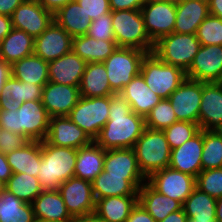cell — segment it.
Listing matches in <instances>:
<instances>
[{"instance_id": "d6a6232c", "label": "cell", "mask_w": 222, "mask_h": 222, "mask_svg": "<svg viewBox=\"0 0 222 222\" xmlns=\"http://www.w3.org/2000/svg\"><path fill=\"white\" fill-rule=\"evenodd\" d=\"M117 47L116 41L97 40L87 34L72 40V51L87 63L104 62Z\"/></svg>"}, {"instance_id": "603a6c76", "label": "cell", "mask_w": 222, "mask_h": 222, "mask_svg": "<svg viewBox=\"0 0 222 222\" xmlns=\"http://www.w3.org/2000/svg\"><path fill=\"white\" fill-rule=\"evenodd\" d=\"M31 204L36 221H73L58 190H43Z\"/></svg>"}, {"instance_id": "60d3db41", "label": "cell", "mask_w": 222, "mask_h": 222, "mask_svg": "<svg viewBox=\"0 0 222 222\" xmlns=\"http://www.w3.org/2000/svg\"><path fill=\"white\" fill-rule=\"evenodd\" d=\"M177 121L169 99H162L145 117L146 127L153 130H163Z\"/></svg>"}, {"instance_id": "681fc988", "label": "cell", "mask_w": 222, "mask_h": 222, "mask_svg": "<svg viewBox=\"0 0 222 222\" xmlns=\"http://www.w3.org/2000/svg\"><path fill=\"white\" fill-rule=\"evenodd\" d=\"M126 222H156L155 219L137 202Z\"/></svg>"}, {"instance_id": "cb8c5ba5", "label": "cell", "mask_w": 222, "mask_h": 222, "mask_svg": "<svg viewBox=\"0 0 222 222\" xmlns=\"http://www.w3.org/2000/svg\"><path fill=\"white\" fill-rule=\"evenodd\" d=\"M147 180H126L124 177L108 176L104 170L91 182L95 198L110 196H138L140 187Z\"/></svg>"}, {"instance_id": "d4e9b609", "label": "cell", "mask_w": 222, "mask_h": 222, "mask_svg": "<svg viewBox=\"0 0 222 222\" xmlns=\"http://www.w3.org/2000/svg\"><path fill=\"white\" fill-rule=\"evenodd\" d=\"M119 94L127 100L134 113L143 117L163 99L148 87L141 74L134 77Z\"/></svg>"}, {"instance_id": "e7e4bbea", "label": "cell", "mask_w": 222, "mask_h": 222, "mask_svg": "<svg viewBox=\"0 0 222 222\" xmlns=\"http://www.w3.org/2000/svg\"><path fill=\"white\" fill-rule=\"evenodd\" d=\"M4 190H5V183L0 181V195L4 192Z\"/></svg>"}, {"instance_id": "ba28073f", "label": "cell", "mask_w": 222, "mask_h": 222, "mask_svg": "<svg viewBox=\"0 0 222 222\" xmlns=\"http://www.w3.org/2000/svg\"><path fill=\"white\" fill-rule=\"evenodd\" d=\"M148 52L137 48L117 47L103 62L111 90L119 94L123 88L140 74L143 58Z\"/></svg>"}, {"instance_id": "ee69618b", "label": "cell", "mask_w": 222, "mask_h": 222, "mask_svg": "<svg viewBox=\"0 0 222 222\" xmlns=\"http://www.w3.org/2000/svg\"><path fill=\"white\" fill-rule=\"evenodd\" d=\"M196 188L214 199L222 197V167L202 170L196 177Z\"/></svg>"}, {"instance_id": "d6986e66", "label": "cell", "mask_w": 222, "mask_h": 222, "mask_svg": "<svg viewBox=\"0 0 222 222\" xmlns=\"http://www.w3.org/2000/svg\"><path fill=\"white\" fill-rule=\"evenodd\" d=\"M199 126L206 131L222 126V82H202Z\"/></svg>"}, {"instance_id": "be15d7a7", "label": "cell", "mask_w": 222, "mask_h": 222, "mask_svg": "<svg viewBox=\"0 0 222 222\" xmlns=\"http://www.w3.org/2000/svg\"><path fill=\"white\" fill-rule=\"evenodd\" d=\"M164 1H166V2H168V3L179 4V3H181L183 0H164Z\"/></svg>"}, {"instance_id": "4dcf8cb0", "label": "cell", "mask_w": 222, "mask_h": 222, "mask_svg": "<svg viewBox=\"0 0 222 222\" xmlns=\"http://www.w3.org/2000/svg\"><path fill=\"white\" fill-rule=\"evenodd\" d=\"M13 173H27L37 177L42 160L41 142L30 141L23 147L6 154Z\"/></svg>"}, {"instance_id": "9c48e42d", "label": "cell", "mask_w": 222, "mask_h": 222, "mask_svg": "<svg viewBox=\"0 0 222 222\" xmlns=\"http://www.w3.org/2000/svg\"><path fill=\"white\" fill-rule=\"evenodd\" d=\"M109 109L110 96L80 97L67 117L95 141L108 121Z\"/></svg>"}, {"instance_id": "7bdbcfd3", "label": "cell", "mask_w": 222, "mask_h": 222, "mask_svg": "<svg viewBox=\"0 0 222 222\" xmlns=\"http://www.w3.org/2000/svg\"><path fill=\"white\" fill-rule=\"evenodd\" d=\"M196 36L201 45H222V19L209 14L197 28Z\"/></svg>"}, {"instance_id": "2e32d148", "label": "cell", "mask_w": 222, "mask_h": 222, "mask_svg": "<svg viewBox=\"0 0 222 222\" xmlns=\"http://www.w3.org/2000/svg\"><path fill=\"white\" fill-rule=\"evenodd\" d=\"M73 37L55 21L35 37L34 54L50 62L72 51Z\"/></svg>"}, {"instance_id": "277c9868", "label": "cell", "mask_w": 222, "mask_h": 222, "mask_svg": "<svg viewBox=\"0 0 222 222\" xmlns=\"http://www.w3.org/2000/svg\"><path fill=\"white\" fill-rule=\"evenodd\" d=\"M139 170L147 179L154 172L169 167L171 148L163 130L145 128L133 146Z\"/></svg>"}, {"instance_id": "7c38bea8", "label": "cell", "mask_w": 222, "mask_h": 222, "mask_svg": "<svg viewBox=\"0 0 222 222\" xmlns=\"http://www.w3.org/2000/svg\"><path fill=\"white\" fill-rule=\"evenodd\" d=\"M201 98L202 82L186 78L168 99L178 121L199 124Z\"/></svg>"}, {"instance_id": "30bf717a", "label": "cell", "mask_w": 222, "mask_h": 222, "mask_svg": "<svg viewBox=\"0 0 222 222\" xmlns=\"http://www.w3.org/2000/svg\"><path fill=\"white\" fill-rule=\"evenodd\" d=\"M147 182L159 193L182 205L196 188V177L170 167L154 172Z\"/></svg>"}, {"instance_id": "44dd1931", "label": "cell", "mask_w": 222, "mask_h": 222, "mask_svg": "<svg viewBox=\"0 0 222 222\" xmlns=\"http://www.w3.org/2000/svg\"><path fill=\"white\" fill-rule=\"evenodd\" d=\"M86 66L85 60L70 51L58 59L48 62L49 81L79 87Z\"/></svg>"}, {"instance_id": "52a82bcc", "label": "cell", "mask_w": 222, "mask_h": 222, "mask_svg": "<svg viewBox=\"0 0 222 222\" xmlns=\"http://www.w3.org/2000/svg\"><path fill=\"white\" fill-rule=\"evenodd\" d=\"M200 47L196 34L172 32L154 43L152 53L164 63L180 67L186 72Z\"/></svg>"}, {"instance_id": "e0dca14e", "label": "cell", "mask_w": 222, "mask_h": 222, "mask_svg": "<svg viewBox=\"0 0 222 222\" xmlns=\"http://www.w3.org/2000/svg\"><path fill=\"white\" fill-rule=\"evenodd\" d=\"M78 86L48 81L42 90V104L50 117L67 116L80 98Z\"/></svg>"}, {"instance_id": "ffe728a7", "label": "cell", "mask_w": 222, "mask_h": 222, "mask_svg": "<svg viewBox=\"0 0 222 222\" xmlns=\"http://www.w3.org/2000/svg\"><path fill=\"white\" fill-rule=\"evenodd\" d=\"M203 130L180 147L171 150L169 167L194 177L202 171Z\"/></svg>"}, {"instance_id": "7a4b0ae2", "label": "cell", "mask_w": 222, "mask_h": 222, "mask_svg": "<svg viewBox=\"0 0 222 222\" xmlns=\"http://www.w3.org/2000/svg\"><path fill=\"white\" fill-rule=\"evenodd\" d=\"M50 116L41 100L26 101L19 108L0 109V128L25 135L31 141L46 140Z\"/></svg>"}, {"instance_id": "9a60e30c", "label": "cell", "mask_w": 222, "mask_h": 222, "mask_svg": "<svg viewBox=\"0 0 222 222\" xmlns=\"http://www.w3.org/2000/svg\"><path fill=\"white\" fill-rule=\"evenodd\" d=\"M186 77L200 82H222V45H201Z\"/></svg>"}, {"instance_id": "1f68e13d", "label": "cell", "mask_w": 222, "mask_h": 222, "mask_svg": "<svg viewBox=\"0 0 222 222\" xmlns=\"http://www.w3.org/2000/svg\"><path fill=\"white\" fill-rule=\"evenodd\" d=\"M138 196H110L97 199L94 213L105 222H126Z\"/></svg>"}, {"instance_id": "5bb4252c", "label": "cell", "mask_w": 222, "mask_h": 222, "mask_svg": "<svg viewBox=\"0 0 222 222\" xmlns=\"http://www.w3.org/2000/svg\"><path fill=\"white\" fill-rule=\"evenodd\" d=\"M141 13L146 32L154 43L159 38L174 32L176 4L166 1L145 3Z\"/></svg>"}, {"instance_id": "4fadbf2b", "label": "cell", "mask_w": 222, "mask_h": 222, "mask_svg": "<svg viewBox=\"0 0 222 222\" xmlns=\"http://www.w3.org/2000/svg\"><path fill=\"white\" fill-rule=\"evenodd\" d=\"M12 27L34 38L41 35L54 21V14L37 0H24L12 13Z\"/></svg>"}, {"instance_id": "836d02e7", "label": "cell", "mask_w": 222, "mask_h": 222, "mask_svg": "<svg viewBox=\"0 0 222 222\" xmlns=\"http://www.w3.org/2000/svg\"><path fill=\"white\" fill-rule=\"evenodd\" d=\"M35 38L23 30H12L1 40V56L9 64H13L34 53Z\"/></svg>"}, {"instance_id": "003e7915", "label": "cell", "mask_w": 222, "mask_h": 222, "mask_svg": "<svg viewBox=\"0 0 222 222\" xmlns=\"http://www.w3.org/2000/svg\"><path fill=\"white\" fill-rule=\"evenodd\" d=\"M2 60V56H1V44H0V61Z\"/></svg>"}, {"instance_id": "9f6ffc18", "label": "cell", "mask_w": 222, "mask_h": 222, "mask_svg": "<svg viewBox=\"0 0 222 222\" xmlns=\"http://www.w3.org/2000/svg\"><path fill=\"white\" fill-rule=\"evenodd\" d=\"M188 218L183 210H178L176 212L170 213L160 222H187Z\"/></svg>"}, {"instance_id": "f1b7e54d", "label": "cell", "mask_w": 222, "mask_h": 222, "mask_svg": "<svg viewBox=\"0 0 222 222\" xmlns=\"http://www.w3.org/2000/svg\"><path fill=\"white\" fill-rule=\"evenodd\" d=\"M138 202L155 219L160 222L170 213L182 209V204L155 190L147 181L138 191Z\"/></svg>"}, {"instance_id": "83f0119b", "label": "cell", "mask_w": 222, "mask_h": 222, "mask_svg": "<svg viewBox=\"0 0 222 222\" xmlns=\"http://www.w3.org/2000/svg\"><path fill=\"white\" fill-rule=\"evenodd\" d=\"M106 150L95 141L77 150L74 177L92 182L104 168Z\"/></svg>"}, {"instance_id": "db71d44e", "label": "cell", "mask_w": 222, "mask_h": 222, "mask_svg": "<svg viewBox=\"0 0 222 222\" xmlns=\"http://www.w3.org/2000/svg\"><path fill=\"white\" fill-rule=\"evenodd\" d=\"M12 77V65L5 60L0 61V94L8 79Z\"/></svg>"}, {"instance_id": "11a10c76", "label": "cell", "mask_w": 222, "mask_h": 222, "mask_svg": "<svg viewBox=\"0 0 222 222\" xmlns=\"http://www.w3.org/2000/svg\"><path fill=\"white\" fill-rule=\"evenodd\" d=\"M12 28L11 17L0 15V42Z\"/></svg>"}, {"instance_id": "6da1fadb", "label": "cell", "mask_w": 222, "mask_h": 222, "mask_svg": "<svg viewBox=\"0 0 222 222\" xmlns=\"http://www.w3.org/2000/svg\"><path fill=\"white\" fill-rule=\"evenodd\" d=\"M145 128V117L134 113L121 94H113L108 121L95 142L105 150L133 148Z\"/></svg>"}, {"instance_id": "c3c4849f", "label": "cell", "mask_w": 222, "mask_h": 222, "mask_svg": "<svg viewBox=\"0 0 222 222\" xmlns=\"http://www.w3.org/2000/svg\"><path fill=\"white\" fill-rule=\"evenodd\" d=\"M111 11L141 10L145 0H109Z\"/></svg>"}, {"instance_id": "b9f144b4", "label": "cell", "mask_w": 222, "mask_h": 222, "mask_svg": "<svg viewBox=\"0 0 222 222\" xmlns=\"http://www.w3.org/2000/svg\"><path fill=\"white\" fill-rule=\"evenodd\" d=\"M201 130L199 124L188 121H177L163 129L166 140L172 149L180 147Z\"/></svg>"}, {"instance_id": "6f0895ef", "label": "cell", "mask_w": 222, "mask_h": 222, "mask_svg": "<svg viewBox=\"0 0 222 222\" xmlns=\"http://www.w3.org/2000/svg\"><path fill=\"white\" fill-rule=\"evenodd\" d=\"M209 14L222 19V0H208Z\"/></svg>"}, {"instance_id": "7402d4cb", "label": "cell", "mask_w": 222, "mask_h": 222, "mask_svg": "<svg viewBox=\"0 0 222 222\" xmlns=\"http://www.w3.org/2000/svg\"><path fill=\"white\" fill-rule=\"evenodd\" d=\"M108 176L124 177L126 180H147L139 170L133 148L108 149L104 168Z\"/></svg>"}, {"instance_id": "f6af8a7d", "label": "cell", "mask_w": 222, "mask_h": 222, "mask_svg": "<svg viewBox=\"0 0 222 222\" xmlns=\"http://www.w3.org/2000/svg\"><path fill=\"white\" fill-rule=\"evenodd\" d=\"M87 35L97 40L115 41L112 27V11L92 20Z\"/></svg>"}, {"instance_id": "4316f807", "label": "cell", "mask_w": 222, "mask_h": 222, "mask_svg": "<svg viewBox=\"0 0 222 222\" xmlns=\"http://www.w3.org/2000/svg\"><path fill=\"white\" fill-rule=\"evenodd\" d=\"M43 86L21 82L13 76L7 80L0 94V109L19 108L23 102L41 100Z\"/></svg>"}, {"instance_id": "484cf974", "label": "cell", "mask_w": 222, "mask_h": 222, "mask_svg": "<svg viewBox=\"0 0 222 222\" xmlns=\"http://www.w3.org/2000/svg\"><path fill=\"white\" fill-rule=\"evenodd\" d=\"M208 15V0H183L176 4L174 32L196 34L197 28Z\"/></svg>"}, {"instance_id": "ab89813d", "label": "cell", "mask_w": 222, "mask_h": 222, "mask_svg": "<svg viewBox=\"0 0 222 222\" xmlns=\"http://www.w3.org/2000/svg\"><path fill=\"white\" fill-rule=\"evenodd\" d=\"M202 170L222 167V140L215 131L203 130Z\"/></svg>"}, {"instance_id": "91938a15", "label": "cell", "mask_w": 222, "mask_h": 222, "mask_svg": "<svg viewBox=\"0 0 222 222\" xmlns=\"http://www.w3.org/2000/svg\"><path fill=\"white\" fill-rule=\"evenodd\" d=\"M216 220L222 222V197L216 200Z\"/></svg>"}, {"instance_id": "f5cc1de1", "label": "cell", "mask_w": 222, "mask_h": 222, "mask_svg": "<svg viewBox=\"0 0 222 222\" xmlns=\"http://www.w3.org/2000/svg\"><path fill=\"white\" fill-rule=\"evenodd\" d=\"M46 10L56 13L60 8L73 0H37Z\"/></svg>"}, {"instance_id": "03108f58", "label": "cell", "mask_w": 222, "mask_h": 222, "mask_svg": "<svg viewBox=\"0 0 222 222\" xmlns=\"http://www.w3.org/2000/svg\"><path fill=\"white\" fill-rule=\"evenodd\" d=\"M157 1H164V0H145V3L157 2Z\"/></svg>"}, {"instance_id": "7dc6e473", "label": "cell", "mask_w": 222, "mask_h": 222, "mask_svg": "<svg viewBox=\"0 0 222 222\" xmlns=\"http://www.w3.org/2000/svg\"><path fill=\"white\" fill-rule=\"evenodd\" d=\"M91 20L111 12L109 0H76Z\"/></svg>"}, {"instance_id": "680465c9", "label": "cell", "mask_w": 222, "mask_h": 222, "mask_svg": "<svg viewBox=\"0 0 222 222\" xmlns=\"http://www.w3.org/2000/svg\"><path fill=\"white\" fill-rule=\"evenodd\" d=\"M72 222H105V221L100 217H98L95 213H92L89 215L73 218Z\"/></svg>"}, {"instance_id": "f546056e", "label": "cell", "mask_w": 222, "mask_h": 222, "mask_svg": "<svg viewBox=\"0 0 222 222\" xmlns=\"http://www.w3.org/2000/svg\"><path fill=\"white\" fill-rule=\"evenodd\" d=\"M81 97H105L115 94L111 90L103 62H89L79 85Z\"/></svg>"}, {"instance_id": "6125c7cd", "label": "cell", "mask_w": 222, "mask_h": 222, "mask_svg": "<svg viewBox=\"0 0 222 222\" xmlns=\"http://www.w3.org/2000/svg\"><path fill=\"white\" fill-rule=\"evenodd\" d=\"M215 132L217 133V135L221 138V140H222V126L221 127H219V128H217L216 130H215Z\"/></svg>"}, {"instance_id": "ac0fdd59", "label": "cell", "mask_w": 222, "mask_h": 222, "mask_svg": "<svg viewBox=\"0 0 222 222\" xmlns=\"http://www.w3.org/2000/svg\"><path fill=\"white\" fill-rule=\"evenodd\" d=\"M46 141L50 145L79 149L89 145L92 140L67 116L50 117Z\"/></svg>"}, {"instance_id": "94428289", "label": "cell", "mask_w": 222, "mask_h": 222, "mask_svg": "<svg viewBox=\"0 0 222 222\" xmlns=\"http://www.w3.org/2000/svg\"><path fill=\"white\" fill-rule=\"evenodd\" d=\"M187 222H217V220H193V219H188Z\"/></svg>"}, {"instance_id": "8992f818", "label": "cell", "mask_w": 222, "mask_h": 222, "mask_svg": "<svg viewBox=\"0 0 222 222\" xmlns=\"http://www.w3.org/2000/svg\"><path fill=\"white\" fill-rule=\"evenodd\" d=\"M140 74L148 87L163 99H168L187 78L182 68L164 63L152 52L143 58Z\"/></svg>"}, {"instance_id": "74e56055", "label": "cell", "mask_w": 222, "mask_h": 222, "mask_svg": "<svg viewBox=\"0 0 222 222\" xmlns=\"http://www.w3.org/2000/svg\"><path fill=\"white\" fill-rule=\"evenodd\" d=\"M182 208L188 219L216 220V199L195 188Z\"/></svg>"}, {"instance_id": "f35d334b", "label": "cell", "mask_w": 222, "mask_h": 222, "mask_svg": "<svg viewBox=\"0 0 222 222\" xmlns=\"http://www.w3.org/2000/svg\"><path fill=\"white\" fill-rule=\"evenodd\" d=\"M5 190L30 204L43 191L39 179L27 173H13L5 183Z\"/></svg>"}, {"instance_id": "5b68a950", "label": "cell", "mask_w": 222, "mask_h": 222, "mask_svg": "<svg viewBox=\"0 0 222 222\" xmlns=\"http://www.w3.org/2000/svg\"><path fill=\"white\" fill-rule=\"evenodd\" d=\"M112 27L118 47L153 51L154 42L146 32L141 10L112 11Z\"/></svg>"}, {"instance_id": "a7ac6f4b", "label": "cell", "mask_w": 222, "mask_h": 222, "mask_svg": "<svg viewBox=\"0 0 222 222\" xmlns=\"http://www.w3.org/2000/svg\"><path fill=\"white\" fill-rule=\"evenodd\" d=\"M36 222H53V221H36Z\"/></svg>"}, {"instance_id": "3957f363", "label": "cell", "mask_w": 222, "mask_h": 222, "mask_svg": "<svg viewBox=\"0 0 222 222\" xmlns=\"http://www.w3.org/2000/svg\"><path fill=\"white\" fill-rule=\"evenodd\" d=\"M77 150L50 145L46 140L41 142L42 160L37 178L43 190H58L61 183L74 177Z\"/></svg>"}, {"instance_id": "8fae6325", "label": "cell", "mask_w": 222, "mask_h": 222, "mask_svg": "<svg viewBox=\"0 0 222 222\" xmlns=\"http://www.w3.org/2000/svg\"><path fill=\"white\" fill-rule=\"evenodd\" d=\"M58 191L72 218L94 213L96 201L91 182L72 177L61 183Z\"/></svg>"}, {"instance_id": "e575fe53", "label": "cell", "mask_w": 222, "mask_h": 222, "mask_svg": "<svg viewBox=\"0 0 222 222\" xmlns=\"http://www.w3.org/2000/svg\"><path fill=\"white\" fill-rule=\"evenodd\" d=\"M54 21L72 37L86 35L91 19L76 0L69 2L54 13Z\"/></svg>"}, {"instance_id": "d590c367", "label": "cell", "mask_w": 222, "mask_h": 222, "mask_svg": "<svg viewBox=\"0 0 222 222\" xmlns=\"http://www.w3.org/2000/svg\"><path fill=\"white\" fill-rule=\"evenodd\" d=\"M12 76L21 82L44 87L49 81L48 62L33 53L12 64Z\"/></svg>"}, {"instance_id": "8d00e7d4", "label": "cell", "mask_w": 222, "mask_h": 222, "mask_svg": "<svg viewBox=\"0 0 222 222\" xmlns=\"http://www.w3.org/2000/svg\"><path fill=\"white\" fill-rule=\"evenodd\" d=\"M0 222H36L32 204L4 190L0 195Z\"/></svg>"}, {"instance_id": "bcb514c9", "label": "cell", "mask_w": 222, "mask_h": 222, "mask_svg": "<svg viewBox=\"0 0 222 222\" xmlns=\"http://www.w3.org/2000/svg\"><path fill=\"white\" fill-rule=\"evenodd\" d=\"M31 140H29L25 135H20L18 133H13L0 128V152L3 154H8L25 146Z\"/></svg>"}, {"instance_id": "816d5d0a", "label": "cell", "mask_w": 222, "mask_h": 222, "mask_svg": "<svg viewBox=\"0 0 222 222\" xmlns=\"http://www.w3.org/2000/svg\"><path fill=\"white\" fill-rule=\"evenodd\" d=\"M12 175L13 172L7 162L6 155L0 152V181L6 183Z\"/></svg>"}, {"instance_id": "f907efd6", "label": "cell", "mask_w": 222, "mask_h": 222, "mask_svg": "<svg viewBox=\"0 0 222 222\" xmlns=\"http://www.w3.org/2000/svg\"><path fill=\"white\" fill-rule=\"evenodd\" d=\"M24 0H0V15L10 17Z\"/></svg>"}]
</instances>
